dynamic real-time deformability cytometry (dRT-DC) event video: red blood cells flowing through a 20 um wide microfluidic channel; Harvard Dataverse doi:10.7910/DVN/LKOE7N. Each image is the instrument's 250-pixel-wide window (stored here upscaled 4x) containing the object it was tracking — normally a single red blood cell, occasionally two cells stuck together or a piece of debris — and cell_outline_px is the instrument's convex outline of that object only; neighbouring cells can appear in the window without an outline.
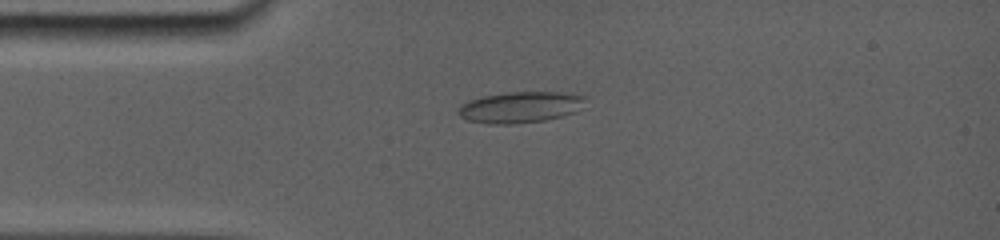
{"species": "common noctule bat (a hibernating species)", "species_latin": "Nyctalus noctula", "temperature_condition": "room temperature", "stored_images_in_passage": 6, "camera_frame_rate_fps": 5000, "um_per_image_px": 0.085, "animal": {"sex": "female", "body_mass_g": 19.0, "forearm_length_mm": 56.7}, "frame": {"image": 1, "passage_image": 1, "time_ms": 0.0, "image_size_px": [1000, 240], "cell_outline_px": [[588, 96], [572, 112], [560, 116], [544, 120], [512, 124], [496, 124], [468, 120], [460, 116], [460, 104], [484, 96], [508, 92], [572, 92]], "centroid_in_image_um": [44.24, 9.09], "position_along_channel_um": 40.8, "area_um2": 22.54}}
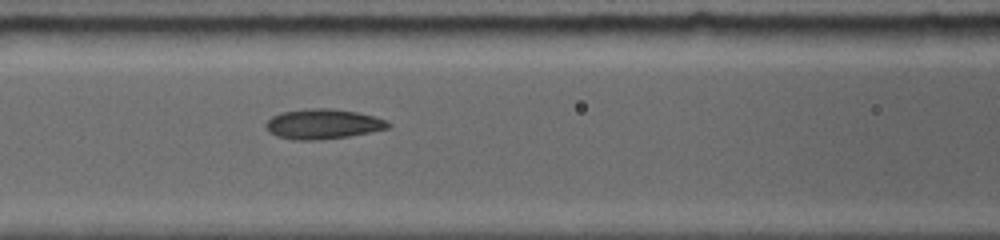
{"frame": {"image": 2, "passage_image": 4, "time_ms": 3.0, "image_size_px": [1000, 240], "cell_outline_px": [[388, 128], [348, 136], [308, 140], [300, 140], [280, 136], [272, 132], [268, 128], [268, 120], [272, 116], [280, 112], [312, 108], [332, 108], [356, 112], [372, 116], [384, 120], [388, 124]], "centroid_in_image_um": [27.45, 10.52], "position_along_channel_um": 139.2, "area_um2": 20.52}}
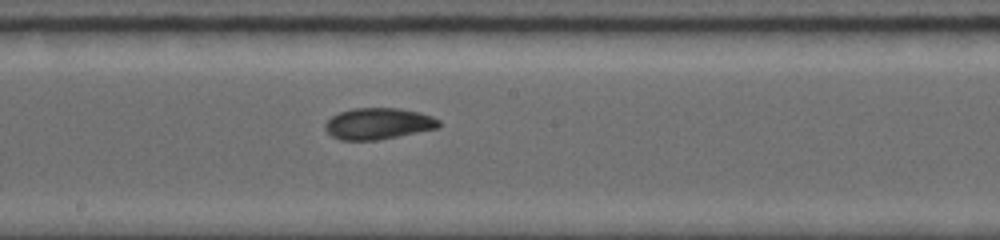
{"frame": {"image": 3, "passage_image": 6, "time_ms": 5.0, "image_size_px": [1000, 240], "cell_outline_px": [[440, 124], [436, 128], [376, 140], [340, 140], [332, 136], [324, 128], [324, 124], [332, 116], [340, 112], [352, 108], [400, 108], [432, 116], [440, 120]], "centroid_in_image_um": [32.11, 10.5], "position_along_channel_um": 216.1, "area_um2": 20.52}}